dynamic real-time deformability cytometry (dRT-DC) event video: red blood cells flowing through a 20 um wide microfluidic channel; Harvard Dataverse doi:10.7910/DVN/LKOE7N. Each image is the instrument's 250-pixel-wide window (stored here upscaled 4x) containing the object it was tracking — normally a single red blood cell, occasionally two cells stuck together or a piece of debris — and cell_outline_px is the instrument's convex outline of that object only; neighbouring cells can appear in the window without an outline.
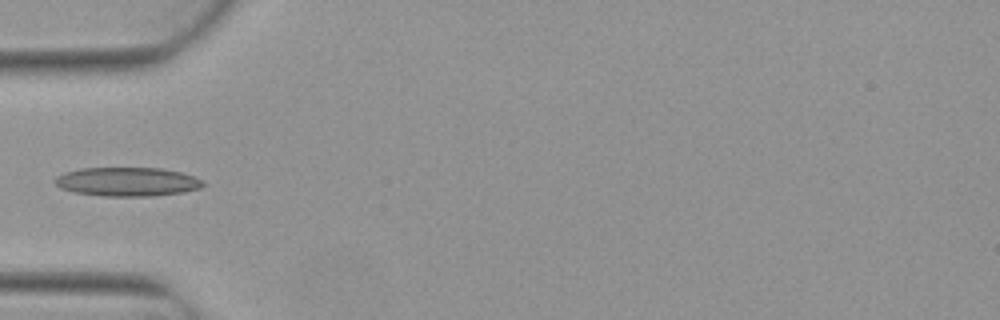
{"species": "Egyptian fruit bat (a non-hibernating species)", "species_latin": "Rousettus aegyptiacus", "temperature_condition": "warm", "stored_images_in_passage": 4, "camera_frame_rate_fps": 3000, "um_per_image_px": 0.085, "animal": {"sex": "female"}, "frame": {"image": 1, "passage_image": 3, "time_ms": 0.667, "image_size_px": [1000, 320], "cell_outline_px": [[204, 184], [200, 188], [180, 192], [152, 196], [104, 196], [72, 192], [60, 188], [52, 180], [56, 176], [64, 172], [80, 168], [160, 168], [180, 172], [204, 180]], "centroid_in_image_um": [10.76, 15.44], "position_along_channel_um": 74.2, "area_um2": 24.97}}
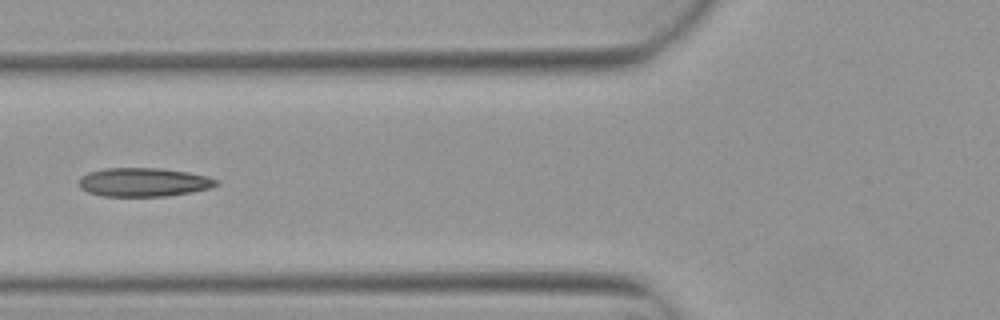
{"frame": {"image": 2, "passage_image": 4, "time_ms": 1.0, "image_size_px": [1000, 320], "cell_outline_px": [[220, 184], [212, 188], [192, 192], [164, 196], [100, 196], [88, 192], [80, 188], [80, 176], [88, 172], [108, 168], [160, 168], [188, 172], [208, 176], [220, 180]], "centroid_in_image_um": [12.25, 15.48], "position_along_channel_um": 113.5, "area_um2": 23.18}}